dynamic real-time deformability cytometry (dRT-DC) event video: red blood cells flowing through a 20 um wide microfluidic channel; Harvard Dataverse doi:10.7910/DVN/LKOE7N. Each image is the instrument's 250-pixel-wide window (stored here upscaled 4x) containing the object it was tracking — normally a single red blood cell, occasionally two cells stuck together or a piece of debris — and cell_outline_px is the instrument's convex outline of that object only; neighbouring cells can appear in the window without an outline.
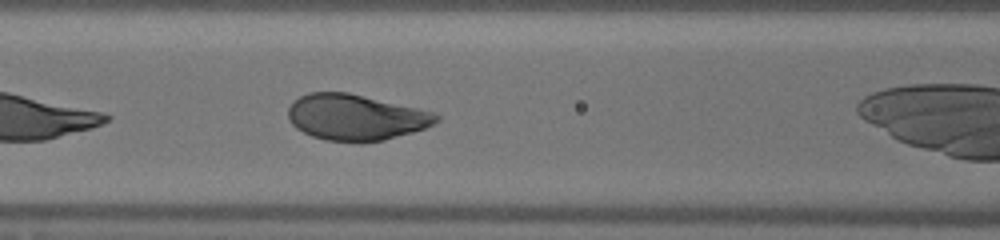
{"species": "human", "species_latin": "Homo sapiens", "temperature_condition": "warm", "stored_images_in_passage": 27, "camera_frame_rate_fps": 3000, "um_per_image_px": 0.085, "donor": {"sex": "male"}, "frame": {"image": 1, "passage_image": 7, "time_ms": 2.0, "image_size_px": [1000, 240], "cell_outline_px": [[440, 120], [424, 128], [412, 132], [384, 140], [328, 140], [312, 136], [296, 128], [292, 124], [288, 116], [288, 108], [300, 96], [308, 92], [348, 92], [432, 112], [440, 116]], "centroid_in_image_um": [30.21, 9.95], "position_along_channel_um": 136.4, "area_um2": 38.73}}
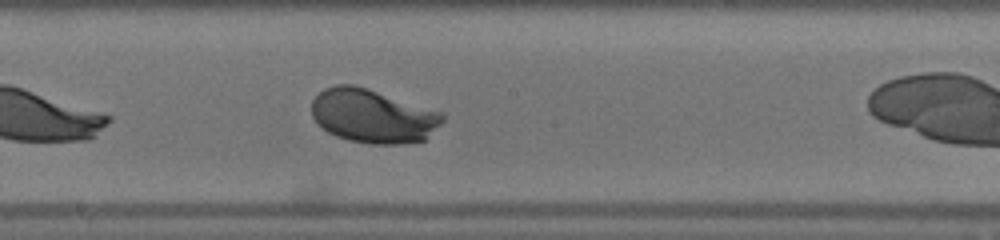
{"frame": {"image": 2, "passage_image": 13, "time_ms": 4.0, "image_size_px": [1000, 240], "cell_outline_px": [[444, 120], [424, 140], [404, 144], [368, 144], [348, 140], [336, 136], [328, 132], [312, 116], [312, 100], [324, 88], [336, 84], [356, 84], [444, 112]], "centroid_in_image_um": [31.71, 9.85], "position_along_channel_um": 216.5, "area_um2": 41.27}}
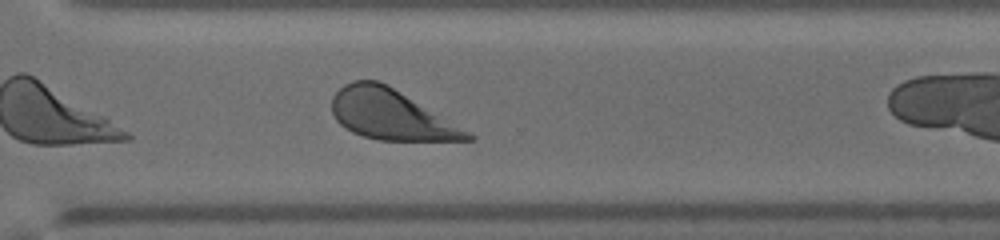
{"frame": {"image": 3, "passage_image": 22, "time_ms": 7.0, "image_size_px": [1000, 240], "cell_outline_px": [[476, 136], [472, 140], [380, 140], [364, 136], [352, 132], [344, 128], [336, 120], [332, 112], [332, 96], [344, 84], [352, 80], [380, 80], [388, 84], [472, 132]], "centroid_in_image_um": [33.23, 9.73], "position_along_channel_um": 337.4, "area_um2": 39.77}}